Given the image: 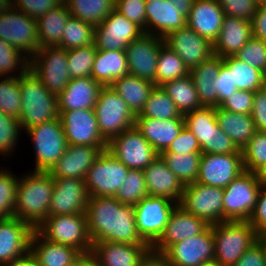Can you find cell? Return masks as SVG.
I'll return each instance as SVG.
<instances>
[{"label": "cell", "instance_id": "obj_1", "mask_svg": "<svg viewBox=\"0 0 266 266\" xmlns=\"http://www.w3.org/2000/svg\"><path fill=\"white\" fill-rule=\"evenodd\" d=\"M85 214L92 243L146 244L137 232L133 205L115 197H89Z\"/></svg>", "mask_w": 266, "mask_h": 266}, {"label": "cell", "instance_id": "obj_2", "mask_svg": "<svg viewBox=\"0 0 266 266\" xmlns=\"http://www.w3.org/2000/svg\"><path fill=\"white\" fill-rule=\"evenodd\" d=\"M53 188L54 179L49 172L31 171L19 178L15 218L35 230L48 217Z\"/></svg>", "mask_w": 266, "mask_h": 266}, {"label": "cell", "instance_id": "obj_3", "mask_svg": "<svg viewBox=\"0 0 266 266\" xmlns=\"http://www.w3.org/2000/svg\"><path fill=\"white\" fill-rule=\"evenodd\" d=\"M19 87L22 105L18 120L22 131L59 118L57 96L30 69L19 77Z\"/></svg>", "mask_w": 266, "mask_h": 266}, {"label": "cell", "instance_id": "obj_4", "mask_svg": "<svg viewBox=\"0 0 266 266\" xmlns=\"http://www.w3.org/2000/svg\"><path fill=\"white\" fill-rule=\"evenodd\" d=\"M214 260L222 266H234L260 237L248 221H223L212 225Z\"/></svg>", "mask_w": 266, "mask_h": 266}, {"label": "cell", "instance_id": "obj_5", "mask_svg": "<svg viewBox=\"0 0 266 266\" xmlns=\"http://www.w3.org/2000/svg\"><path fill=\"white\" fill-rule=\"evenodd\" d=\"M264 183L257 173L244 171L223 188V221H248Z\"/></svg>", "mask_w": 266, "mask_h": 266}, {"label": "cell", "instance_id": "obj_6", "mask_svg": "<svg viewBox=\"0 0 266 266\" xmlns=\"http://www.w3.org/2000/svg\"><path fill=\"white\" fill-rule=\"evenodd\" d=\"M35 230L43 238L73 247L81 254L92 250L86 214L48 216Z\"/></svg>", "mask_w": 266, "mask_h": 266}, {"label": "cell", "instance_id": "obj_7", "mask_svg": "<svg viewBox=\"0 0 266 266\" xmlns=\"http://www.w3.org/2000/svg\"><path fill=\"white\" fill-rule=\"evenodd\" d=\"M25 131L34 147L33 171L48 172L68 147L60 117L34 125Z\"/></svg>", "mask_w": 266, "mask_h": 266}, {"label": "cell", "instance_id": "obj_8", "mask_svg": "<svg viewBox=\"0 0 266 266\" xmlns=\"http://www.w3.org/2000/svg\"><path fill=\"white\" fill-rule=\"evenodd\" d=\"M94 111L100 134L107 142L135 126L136 115L111 86L101 88Z\"/></svg>", "mask_w": 266, "mask_h": 266}, {"label": "cell", "instance_id": "obj_9", "mask_svg": "<svg viewBox=\"0 0 266 266\" xmlns=\"http://www.w3.org/2000/svg\"><path fill=\"white\" fill-rule=\"evenodd\" d=\"M129 170L107 149L102 151L85 178L89 197H115Z\"/></svg>", "mask_w": 266, "mask_h": 266}, {"label": "cell", "instance_id": "obj_10", "mask_svg": "<svg viewBox=\"0 0 266 266\" xmlns=\"http://www.w3.org/2000/svg\"><path fill=\"white\" fill-rule=\"evenodd\" d=\"M29 69L40 79L45 88L58 96L70 82L67 50L47 46L37 50L30 58Z\"/></svg>", "mask_w": 266, "mask_h": 266}, {"label": "cell", "instance_id": "obj_11", "mask_svg": "<svg viewBox=\"0 0 266 266\" xmlns=\"http://www.w3.org/2000/svg\"><path fill=\"white\" fill-rule=\"evenodd\" d=\"M178 204L163 197L146 196L134 205L136 229L151 247L159 240Z\"/></svg>", "mask_w": 266, "mask_h": 266}, {"label": "cell", "instance_id": "obj_12", "mask_svg": "<svg viewBox=\"0 0 266 266\" xmlns=\"http://www.w3.org/2000/svg\"><path fill=\"white\" fill-rule=\"evenodd\" d=\"M107 150L129 169L142 171L159 156L135 126L112 137Z\"/></svg>", "mask_w": 266, "mask_h": 266}, {"label": "cell", "instance_id": "obj_13", "mask_svg": "<svg viewBox=\"0 0 266 266\" xmlns=\"http://www.w3.org/2000/svg\"><path fill=\"white\" fill-rule=\"evenodd\" d=\"M223 193L221 187L194 182L185 185L179 206L205 220L209 225L223 222Z\"/></svg>", "mask_w": 266, "mask_h": 266}, {"label": "cell", "instance_id": "obj_14", "mask_svg": "<svg viewBox=\"0 0 266 266\" xmlns=\"http://www.w3.org/2000/svg\"><path fill=\"white\" fill-rule=\"evenodd\" d=\"M0 38L30 59L40 48L37 19L12 6L0 16Z\"/></svg>", "mask_w": 266, "mask_h": 266}, {"label": "cell", "instance_id": "obj_15", "mask_svg": "<svg viewBox=\"0 0 266 266\" xmlns=\"http://www.w3.org/2000/svg\"><path fill=\"white\" fill-rule=\"evenodd\" d=\"M143 34L144 30L139 25L114 9L101 24L95 27L94 44L100 50L125 51L133 40Z\"/></svg>", "mask_w": 266, "mask_h": 266}, {"label": "cell", "instance_id": "obj_16", "mask_svg": "<svg viewBox=\"0 0 266 266\" xmlns=\"http://www.w3.org/2000/svg\"><path fill=\"white\" fill-rule=\"evenodd\" d=\"M68 145L107 147L100 134L94 109L58 111Z\"/></svg>", "mask_w": 266, "mask_h": 266}, {"label": "cell", "instance_id": "obj_17", "mask_svg": "<svg viewBox=\"0 0 266 266\" xmlns=\"http://www.w3.org/2000/svg\"><path fill=\"white\" fill-rule=\"evenodd\" d=\"M165 43L160 36L144 33L125 49L129 74L144 78L156 85V71L160 47Z\"/></svg>", "mask_w": 266, "mask_h": 266}, {"label": "cell", "instance_id": "obj_18", "mask_svg": "<svg viewBox=\"0 0 266 266\" xmlns=\"http://www.w3.org/2000/svg\"><path fill=\"white\" fill-rule=\"evenodd\" d=\"M163 254L172 266H200L214 261L212 225L199 235L171 245Z\"/></svg>", "mask_w": 266, "mask_h": 266}, {"label": "cell", "instance_id": "obj_19", "mask_svg": "<svg viewBox=\"0 0 266 266\" xmlns=\"http://www.w3.org/2000/svg\"><path fill=\"white\" fill-rule=\"evenodd\" d=\"M243 172L242 154H202L196 182L226 188Z\"/></svg>", "mask_w": 266, "mask_h": 266}, {"label": "cell", "instance_id": "obj_20", "mask_svg": "<svg viewBox=\"0 0 266 266\" xmlns=\"http://www.w3.org/2000/svg\"><path fill=\"white\" fill-rule=\"evenodd\" d=\"M54 188L48 216L85 214L89 195L85 180L76 178H53Z\"/></svg>", "mask_w": 266, "mask_h": 266}, {"label": "cell", "instance_id": "obj_21", "mask_svg": "<svg viewBox=\"0 0 266 266\" xmlns=\"http://www.w3.org/2000/svg\"><path fill=\"white\" fill-rule=\"evenodd\" d=\"M164 41L189 71L213 55V44L188 26L171 32Z\"/></svg>", "mask_w": 266, "mask_h": 266}, {"label": "cell", "instance_id": "obj_22", "mask_svg": "<svg viewBox=\"0 0 266 266\" xmlns=\"http://www.w3.org/2000/svg\"><path fill=\"white\" fill-rule=\"evenodd\" d=\"M210 225L203 219L185 211L177 205L170 215L164 232L152 246L156 252L164 253L171 245L203 233Z\"/></svg>", "mask_w": 266, "mask_h": 266}, {"label": "cell", "instance_id": "obj_23", "mask_svg": "<svg viewBox=\"0 0 266 266\" xmlns=\"http://www.w3.org/2000/svg\"><path fill=\"white\" fill-rule=\"evenodd\" d=\"M34 229L18 218H0V266L30 251Z\"/></svg>", "mask_w": 266, "mask_h": 266}, {"label": "cell", "instance_id": "obj_24", "mask_svg": "<svg viewBox=\"0 0 266 266\" xmlns=\"http://www.w3.org/2000/svg\"><path fill=\"white\" fill-rule=\"evenodd\" d=\"M107 147L68 145L65 153L48 171L53 178H76L85 180L93 162Z\"/></svg>", "mask_w": 266, "mask_h": 266}, {"label": "cell", "instance_id": "obj_25", "mask_svg": "<svg viewBox=\"0 0 266 266\" xmlns=\"http://www.w3.org/2000/svg\"><path fill=\"white\" fill-rule=\"evenodd\" d=\"M151 249L149 244L99 241L92 243L91 253L100 266H140Z\"/></svg>", "mask_w": 266, "mask_h": 266}, {"label": "cell", "instance_id": "obj_26", "mask_svg": "<svg viewBox=\"0 0 266 266\" xmlns=\"http://www.w3.org/2000/svg\"><path fill=\"white\" fill-rule=\"evenodd\" d=\"M143 172L148 195L167 198L179 204L185 185L167 167L160 155Z\"/></svg>", "mask_w": 266, "mask_h": 266}, {"label": "cell", "instance_id": "obj_27", "mask_svg": "<svg viewBox=\"0 0 266 266\" xmlns=\"http://www.w3.org/2000/svg\"><path fill=\"white\" fill-rule=\"evenodd\" d=\"M146 33L165 38L171 32L187 26V19L171 0H145Z\"/></svg>", "mask_w": 266, "mask_h": 266}, {"label": "cell", "instance_id": "obj_28", "mask_svg": "<svg viewBox=\"0 0 266 266\" xmlns=\"http://www.w3.org/2000/svg\"><path fill=\"white\" fill-rule=\"evenodd\" d=\"M102 87L91 76L70 79L57 96L58 111L94 109Z\"/></svg>", "mask_w": 266, "mask_h": 266}, {"label": "cell", "instance_id": "obj_29", "mask_svg": "<svg viewBox=\"0 0 266 266\" xmlns=\"http://www.w3.org/2000/svg\"><path fill=\"white\" fill-rule=\"evenodd\" d=\"M224 12L216 0H194L187 26L212 44L221 30Z\"/></svg>", "mask_w": 266, "mask_h": 266}, {"label": "cell", "instance_id": "obj_30", "mask_svg": "<svg viewBox=\"0 0 266 266\" xmlns=\"http://www.w3.org/2000/svg\"><path fill=\"white\" fill-rule=\"evenodd\" d=\"M251 38L250 21L224 15L221 30L213 43V54L221 58L235 56Z\"/></svg>", "mask_w": 266, "mask_h": 266}, {"label": "cell", "instance_id": "obj_31", "mask_svg": "<svg viewBox=\"0 0 266 266\" xmlns=\"http://www.w3.org/2000/svg\"><path fill=\"white\" fill-rule=\"evenodd\" d=\"M184 126V119L158 120L143 116L135 119V127L159 155L168 149Z\"/></svg>", "mask_w": 266, "mask_h": 266}, {"label": "cell", "instance_id": "obj_32", "mask_svg": "<svg viewBox=\"0 0 266 266\" xmlns=\"http://www.w3.org/2000/svg\"><path fill=\"white\" fill-rule=\"evenodd\" d=\"M30 253L38 266H71L81 254L73 247L43 238L36 230L31 236Z\"/></svg>", "mask_w": 266, "mask_h": 266}, {"label": "cell", "instance_id": "obj_33", "mask_svg": "<svg viewBox=\"0 0 266 266\" xmlns=\"http://www.w3.org/2000/svg\"><path fill=\"white\" fill-rule=\"evenodd\" d=\"M223 65V58L213 54L197 67L190 70L202 106L218 107V92L214 80Z\"/></svg>", "mask_w": 266, "mask_h": 266}, {"label": "cell", "instance_id": "obj_34", "mask_svg": "<svg viewBox=\"0 0 266 266\" xmlns=\"http://www.w3.org/2000/svg\"><path fill=\"white\" fill-rule=\"evenodd\" d=\"M129 74L125 51L100 50L94 58L91 77L102 86H110L115 80Z\"/></svg>", "mask_w": 266, "mask_h": 266}, {"label": "cell", "instance_id": "obj_35", "mask_svg": "<svg viewBox=\"0 0 266 266\" xmlns=\"http://www.w3.org/2000/svg\"><path fill=\"white\" fill-rule=\"evenodd\" d=\"M219 128L233 141L239 150L248 144L257 132L251 114H240L216 107Z\"/></svg>", "mask_w": 266, "mask_h": 266}, {"label": "cell", "instance_id": "obj_36", "mask_svg": "<svg viewBox=\"0 0 266 266\" xmlns=\"http://www.w3.org/2000/svg\"><path fill=\"white\" fill-rule=\"evenodd\" d=\"M185 127L198 140L202 154H212L213 131L219 128L216 107H201L184 115Z\"/></svg>", "mask_w": 266, "mask_h": 266}, {"label": "cell", "instance_id": "obj_37", "mask_svg": "<svg viewBox=\"0 0 266 266\" xmlns=\"http://www.w3.org/2000/svg\"><path fill=\"white\" fill-rule=\"evenodd\" d=\"M110 86L128 104L131 111L138 115L156 85L144 78L128 74L115 80Z\"/></svg>", "mask_w": 266, "mask_h": 266}, {"label": "cell", "instance_id": "obj_38", "mask_svg": "<svg viewBox=\"0 0 266 266\" xmlns=\"http://www.w3.org/2000/svg\"><path fill=\"white\" fill-rule=\"evenodd\" d=\"M70 15L66 3L63 2L37 19L40 48L58 46L61 43L63 31Z\"/></svg>", "mask_w": 266, "mask_h": 266}, {"label": "cell", "instance_id": "obj_39", "mask_svg": "<svg viewBox=\"0 0 266 266\" xmlns=\"http://www.w3.org/2000/svg\"><path fill=\"white\" fill-rule=\"evenodd\" d=\"M161 87L174 101L177 109L183 116L195 109L203 107L190 74L168 81L161 85Z\"/></svg>", "mask_w": 266, "mask_h": 266}, {"label": "cell", "instance_id": "obj_40", "mask_svg": "<svg viewBox=\"0 0 266 266\" xmlns=\"http://www.w3.org/2000/svg\"><path fill=\"white\" fill-rule=\"evenodd\" d=\"M71 16L97 26L114 10L115 0H64Z\"/></svg>", "mask_w": 266, "mask_h": 266}, {"label": "cell", "instance_id": "obj_41", "mask_svg": "<svg viewBox=\"0 0 266 266\" xmlns=\"http://www.w3.org/2000/svg\"><path fill=\"white\" fill-rule=\"evenodd\" d=\"M136 116L158 120L184 119L174 101L161 86H155L147 99L143 110Z\"/></svg>", "mask_w": 266, "mask_h": 266}, {"label": "cell", "instance_id": "obj_42", "mask_svg": "<svg viewBox=\"0 0 266 266\" xmlns=\"http://www.w3.org/2000/svg\"><path fill=\"white\" fill-rule=\"evenodd\" d=\"M223 64L230 70L238 90L256 92L261 89L263 72L259 69L240 61L235 56L224 57Z\"/></svg>", "mask_w": 266, "mask_h": 266}, {"label": "cell", "instance_id": "obj_43", "mask_svg": "<svg viewBox=\"0 0 266 266\" xmlns=\"http://www.w3.org/2000/svg\"><path fill=\"white\" fill-rule=\"evenodd\" d=\"M202 153H161L160 156L166 162L167 167L184 184L197 181L199 163Z\"/></svg>", "mask_w": 266, "mask_h": 266}, {"label": "cell", "instance_id": "obj_44", "mask_svg": "<svg viewBox=\"0 0 266 266\" xmlns=\"http://www.w3.org/2000/svg\"><path fill=\"white\" fill-rule=\"evenodd\" d=\"M190 71L183 60L165 43L160 47L157 71L156 86H161L168 81L185 77Z\"/></svg>", "mask_w": 266, "mask_h": 266}, {"label": "cell", "instance_id": "obj_45", "mask_svg": "<svg viewBox=\"0 0 266 266\" xmlns=\"http://www.w3.org/2000/svg\"><path fill=\"white\" fill-rule=\"evenodd\" d=\"M95 26L83 22L80 18L69 16L59 47L71 50L83 46L93 45Z\"/></svg>", "mask_w": 266, "mask_h": 266}, {"label": "cell", "instance_id": "obj_46", "mask_svg": "<svg viewBox=\"0 0 266 266\" xmlns=\"http://www.w3.org/2000/svg\"><path fill=\"white\" fill-rule=\"evenodd\" d=\"M29 65L30 59L26 55L0 38V77H20Z\"/></svg>", "mask_w": 266, "mask_h": 266}, {"label": "cell", "instance_id": "obj_47", "mask_svg": "<svg viewBox=\"0 0 266 266\" xmlns=\"http://www.w3.org/2000/svg\"><path fill=\"white\" fill-rule=\"evenodd\" d=\"M241 151L244 171L258 174L266 166V132L257 131Z\"/></svg>", "mask_w": 266, "mask_h": 266}, {"label": "cell", "instance_id": "obj_48", "mask_svg": "<svg viewBox=\"0 0 266 266\" xmlns=\"http://www.w3.org/2000/svg\"><path fill=\"white\" fill-rule=\"evenodd\" d=\"M146 196L144 172L130 169L115 198L122 204L134 206Z\"/></svg>", "mask_w": 266, "mask_h": 266}, {"label": "cell", "instance_id": "obj_49", "mask_svg": "<svg viewBox=\"0 0 266 266\" xmlns=\"http://www.w3.org/2000/svg\"><path fill=\"white\" fill-rule=\"evenodd\" d=\"M96 53L95 44L67 50L68 71L71 79L91 76Z\"/></svg>", "mask_w": 266, "mask_h": 266}, {"label": "cell", "instance_id": "obj_50", "mask_svg": "<svg viewBox=\"0 0 266 266\" xmlns=\"http://www.w3.org/2000/svg\"><path fill=\"white\" fill-rule=\"evenodd\" d=\"M21 103L19 77H1L0 111L15 119H19Z\"/></svg>", "mask_w": 266, "mask_h": 266}, {"label": "cell", "instance_id": "obj_51", "mask_svg": "<svg viewBox=\"0 0 266 266\" xmlns=\"http://www.w3.org/2000/svg\"><path fill=\"white\" fill-rule=\"evenodd\" d=\"M19 178L7 168L0 169V218H14Z\"/></svg>", "mask_w": 266, "mask_h": 266}, {"label": "cell", "instance_id": "obj_52", "mask_svg": "<svg viewBox=\"0 0 266 266\" xmlns=\"http://www.w3.org/2000/svg\"><path fill=\"white\" fill-rule=\"evenodd\" d=\"M22 133L18 119H15L0 111V155L8 156L14 154L19 136Z\"/></svg>", "mask_w": 266, "mask_h": 266}, {"label": "cell", "instance_id": "obj_53", "mask_svg": "<svg viewBox=\"0 0 266 266\" xmlns=\"http://www.w3.org/2000/svg\"><path fill=\"white\" fill-rule=\"evenodd\" d=\"M235 57L263 73L266 72V41L252 36Z\"/></svg>", "mask_w": 266, "mask_h": 266}, {"label": "cell", "instance_id": "obj_54", "mask_svg": "<svg viewBox=\"0 0 266 266\" xmlns=\"http://www.w3.org/2000/svg\"><path fill=\"white\" fill-rule=\"evenodd\" d=\"M114 9L139 25L146 33V5L145 0H115Z\"/></svg>", "mask_w": 266, "mask_h": 266}, {"label": "cell", "instance_id": "obj_55", "mask_svg": "<svg viewBox=\"0 0 266 266\" xmlns=\"http://www.w3.org/2000/svg\"><path fill=\"white\" fill-rule=\"evenodd\" d=\"M221 6L224 15L238 17L250 21L258 5L254 0H216Z\"/></svg>", "mask_w": 266, "mask_h": 266}, {"label": "cell", "instance_id": "obj_56", "mask_svg": "<svg viewBox=\"0 0 266 266\" xmlns=\"http://www.w3.org/2000/svg\"><path fill=\"white\" fill-rule=\"evenodd\" d=\"M63 2L64 0H12V6L27 16L38 19Z\"/></svg>", "mask_w": 266, "mask_h": 266}, {"label": "cell", "instance_id": "obj_57", "mask_svg": "<svg viewBox=\"0 0 266 266\" xmlns=\"http://www.w3.org/2000/svg\"><path fill=\"white\" fill-rule=\"evenodd\" d=\"M255 92L237 90L225 99L219 107L233 113L251 114Z\"/></svg>", "mask_w": 266, "mask_h": 266}, {"label": "cell", "instance_id": "obj_58", "mask_svg": "<svg viewBox=\"0 0 266 266\" xmlns=\"http://www.w3.org/2000/svg\"><path fill=\"white\" fill-rule=\"evenodd\" d=\"M162 153H202L198 140L192 132L185 126L180 131L178 137L170 144L168 149Z\"/></svg>", "mask_w": 266, "mask_h": 266}, {"label": "cell", "instance_id": "obj_59", "mask_svg": "<svg viewBox=\"0 0 266 266\" xmlns=\"http://www.w3.org/2000/svg\"><path fill=\"white\" fill-rule=\"evenodd\" d=\"M248 222L254 227L259 237L266 232V183L259 192L255 209Z\"/></svg>", "mask_w": 266, "mask_h": 266}, {"label": "cell", "instance_id": "obj_60", "mask_svg": "<svg viewBox=\"0 0 266 266\" xmlns=\"http://www.w3.org/2000/svg\"><path fill=\"white\" fill-rule=\"evenodd\" d=\"M213 84L218 92V107L232 93L238 90L236 85H234L230 70L224 64Z\"/></svg>", "mask_w": 266, "mask_h": 266}, {"label": "cell", "instance_id": "obj_61", "mask_svg": "<svg viewBox=\"0 0 266 266\" xmlns=\"http://www.w3.org/2000/svg\"><path fill=\"white\" fill-rule=\"evenodd\" d=\"M234 266H265L264 241L259 238L253 243Z\"/></svg>", "mask_w": 266, "mask_h": 266}, {"label": "cell", "instance_id": "obj_62", "mask_svg": "<svg viewBox=\"0 0 266 266\" xmlns=\"http://www.w3.org/2000/svg\"><path fill=\"white\" fill-rule=\"evenodd\" d=\"M251 117L257 131L266 132V95L260 90L255 92Z\"/></svg>", "mask_w": 266, "mask_h": 266}, {"label": "cell", "instance_id": "obj_63", "mask_svg": "<svg viewBox=\"0 0 266 266\" xmlns=\"http://www.w3.org/2000/svg\"><path fill=\"white\" fill-rule=\"evenodd\" d=\"M212 154H242V151L218 128L213 131Z\"/></svg>", "mask_w": 266, "mask_h": 266}, {"label": "cell", "instance_id": "obj_64", "mask_svg": "<svg viewBox=\"0 0 266 266\" xmlns=\"http://www.w3.org/2000/svg\"><path fill=\"white\" fill-rule=\"evenodd\" d=\"M252 36L266 41V5L258 6L251 20Z\"/></svg>", "mask_w": 266, "mask_h": 266}, {"label": "cell", "instance_id": "obj_65", "mask_svg": "<svg viewBox=\"0 0 266 266\" xmlns=\"http://www.w3.org/2000/svg\"><path fill=\"white\" fill-rule=\"evenodd\" d=\"M169 262L163 253L151 249L142 259L140 266H167Z\"/></svg>", "mask_w": 266, "mask_h": 266}, {"label": "cell", "instance_id": "obj_66", "mask_svg": "<svg viewBox=\"0 0 266 266\" xmlns=\"http://www.w3.org/2000/svg\"><path fill=\"white\" fill-rule=\"evenodd\" d=\"M2 266H38L35 257L30 253V251L17 259L11 260Z\"/></svg>", "mask_w": 266, "mask_h": 266}, {"label": "cell", "instance_id": "obj_67", "mask_svg": "<svg viewBox=\"0 0 266 266\" xmlns=\"http://www.w3.org/2000/svg\"><path fill=\"white\" fill-rule=\"evenodd\" d=\"M71 266H100L94 255L89 253L80 254L79 257L72 263Z\"/></svg>", "mask_w": 266, "mask_h": 266}, {"label": "cell", "instance_id": "obj_68", "mask_svg": "<svg viewBox=\"0 0 266 266\" xmlns=\"http://www.w3.org/2000/svg\"><path fill=\"white\" fill-rule=\"evenodd\" d=\"M193 1L194 0H171V3L175 5V8L179 9V12L182 16L188 19Z\"/></svg>", "mask_w": 266, "mask_h": 266}, {"label": "cell", "instance_id": "obj_69", "mask_svg": "<svg viewBox=\"0 0 266 266\" xmlns=\"http://www.w3.org/2000/svg\"><path fill=\"white\" fill-rule=\"evenodd\" d=\"M12 7V0H0V16Z\"/></svg>", "mask_w": 266, "mask_h": 266}, {"label": "cell", "instance_id": "obj_70", "mask_svg": "<svg viewBox=\"0 0 266 266\" xmlns=\"http://www.w3.org/2000/svg\"><path fill=\"white\" fill-rule=\"evenodd\" d=\"M260 91H262L266 95V72H264L262 74V82H261V89H260Z\"/></svg>", "mask_w": 266, "mask_h": 266}, {"label": "cell", "instance_id": "obj_71", "mask_svg": "<svg viewBox=\"0 0 266 266\" xmlns=\"http://www.w3.org/2000/svg\"><path fill=\"white\" fill-rule=\"evenodd\" d=\"M258 176L266 183V166L258 173Z\"/></svg>", "mask_w": 266, "mask_h": 266}, {"label": "cell", "instance_id": "obj_72", "mask_svg": "<svg viewBox=\"0 0 266 266\" xmlns=\"http://www.w3.org/2000/svg\"><path fill=\"white\" fill-rule=\"evenodd\" d=\"M200 266H222V265L214 260L210 262H205Z\"/></svg>", "mask_w": 266, "mask_h": 266}, {"label": "cell", "instance_id": "obj_73", "mask_svg": "<svg viewBox=\"0 0 266 266\" xmlns=\"http://www.w3.org/2000/svg\"><path fill=\"white\" fill-rule=\"evenodd\" d=\"M258 6L266 5V0H254Z\"/></svg>", "mask_w": 266, "mask_h": 266}, {"label": "cell", "instance_id": "obj_74", "mask_svg": "<svg viewBox=\"0 0 266 266\" xmlns=\"http://www.w3.org/2000/svg\"><path fill=\"white\" fill-rule=\"evenodd\" d=\"M264 258H265V266H266V244L264 242Z\"/></svg>", "mask_w": 266, "mask_h": 266}, {"label": "cell", "instance_id": "obj_75", "mask_svg": "<svg viewBox=\"0 0 266 266\" xmlns=\"http://www.w3.org/2000/svg\"><path fill=\"white\" fill-rule=\"evenodd\" d=\"M266 244V232L260 237Z\"/></svg>", "mask_w": 266, "mask_h": 266}]
</instances>
